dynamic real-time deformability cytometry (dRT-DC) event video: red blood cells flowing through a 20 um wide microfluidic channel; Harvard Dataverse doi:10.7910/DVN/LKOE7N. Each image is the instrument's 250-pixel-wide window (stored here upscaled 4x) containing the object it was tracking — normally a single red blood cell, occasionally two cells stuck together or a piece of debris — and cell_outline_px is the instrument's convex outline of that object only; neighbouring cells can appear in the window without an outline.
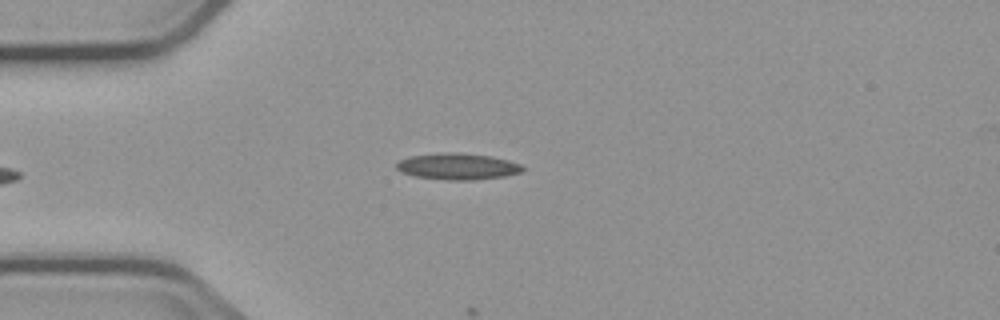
{"species": "common noctule bat (a hibernating species)", "species_latin": "Nyctalus noctula", "temperature_condition": "cold", "stored_images_in_passage": 4, "camera_frame_rate_fps": 3000, "um_per_image_px": 0.085, "animal": {"sex": "male", "body_mass_g": 23.1, "forearm_length_mm": 52.7}, "frame": {"image": 1, "passage_image": 4, "time_ms": 3.667, "image_size_px": [1000, 320], "cell_outline_px": [[524, 172], [504, 176], [476, 180], [444, 180], [416, 176], [400, 172], [396, 168], [396, 164], [400, 160], [408, 156], [444, 152], [456, 152], [492, 156], [508, 160], [520, 164], [524, 168]], "centroid_in_image_um": [38.9, 14.14], "position_along_channel_um": 46.1, "area_um2": 19.59}}